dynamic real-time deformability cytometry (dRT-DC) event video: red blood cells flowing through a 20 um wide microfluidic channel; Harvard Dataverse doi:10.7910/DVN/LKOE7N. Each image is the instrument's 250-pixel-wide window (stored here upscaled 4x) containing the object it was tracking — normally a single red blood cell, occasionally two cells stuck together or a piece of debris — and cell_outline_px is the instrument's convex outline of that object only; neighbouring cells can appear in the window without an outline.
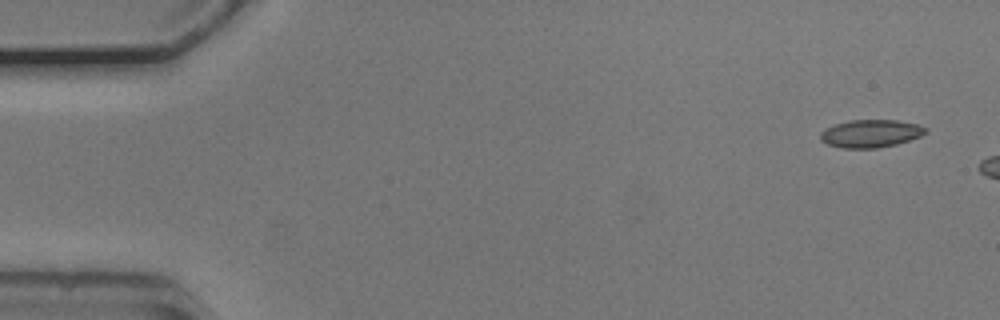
{"species": "common noctule bat (a hibernating species)", "species_latin": "Nyctalus noctula", "temperature_condition": "cold", "stored_images_in_passage": 6, "camera_frame_rate_fps": 3000, "um_per_image_px": 0.085, "animal": {"sex": "male", "body_mass_g": 20.5, "forearm_length_mm": 52.5}, "frame": {"image": 1, "passage_image": 1, "time_ms": 0.0, "image_size_px": [1000, 320], "cell_outline_px": [[928, 132], [920, 136], [896, 144], [876, 148], [840, 148], [828, 144], [820, 140], [820, 132], [824, 128], [836, 124], [852, 120], [896, 120], [920, 124], [928, 128]], "centroid_in_image_um": [74.02, 11.34], "position_along_channel_um": 11.0, "area_um2": 17.11}}